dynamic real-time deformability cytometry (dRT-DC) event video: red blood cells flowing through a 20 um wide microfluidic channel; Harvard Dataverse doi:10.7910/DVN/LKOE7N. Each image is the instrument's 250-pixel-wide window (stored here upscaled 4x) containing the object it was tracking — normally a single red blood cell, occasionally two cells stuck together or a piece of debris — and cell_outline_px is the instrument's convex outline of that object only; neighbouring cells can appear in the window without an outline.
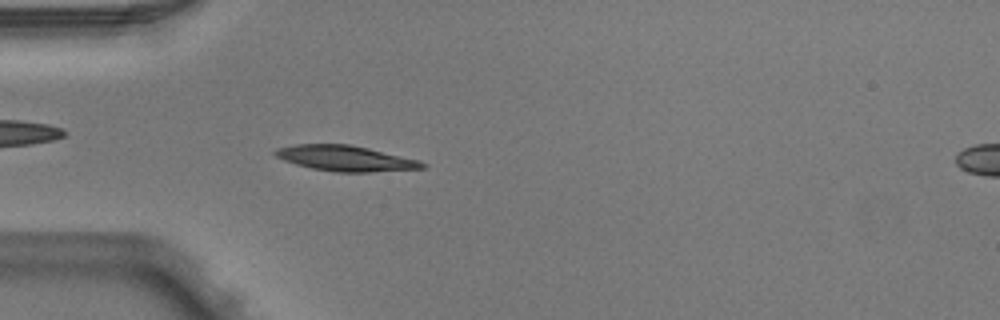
{"species": "Egyptian fruit bat (a non-hibernating species)", "species_latin": "Rousettus aegyptiacus", "temperature_condition": "warm", "stored_images_in_passage": 5, "camera_frame_rate_fps": 3000, "um_per_image_px": 0.085, "animal": {"sex": "male"}, "frame": {"image": 1, "passage_image": 5, "time_ms": 1.333, "image_size_px": [1000, 320], "cell_outline_px": [[428, 164], [424, 168], [368, 172], [336, 172], [312, 168], [296, 164], [284, 160], [276, 156], [272, 152], [276, 148], [296, 144], [352, 144], [420, 160]], "centroid_in_image_um": [29.37, 13.45], "position_along_channel_um": 55.6, "area_um2": 21.91}}